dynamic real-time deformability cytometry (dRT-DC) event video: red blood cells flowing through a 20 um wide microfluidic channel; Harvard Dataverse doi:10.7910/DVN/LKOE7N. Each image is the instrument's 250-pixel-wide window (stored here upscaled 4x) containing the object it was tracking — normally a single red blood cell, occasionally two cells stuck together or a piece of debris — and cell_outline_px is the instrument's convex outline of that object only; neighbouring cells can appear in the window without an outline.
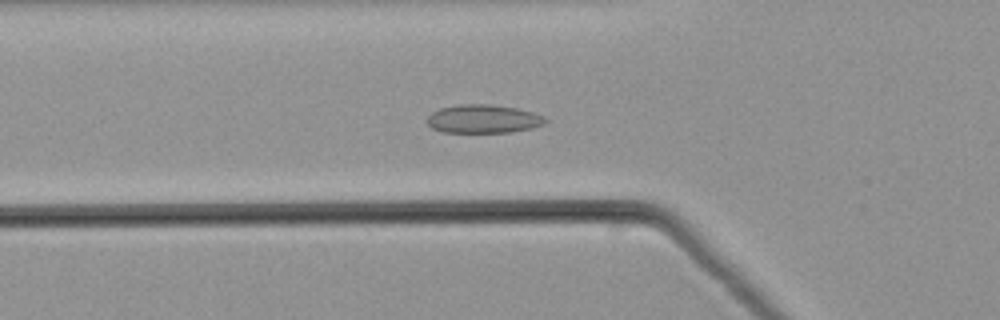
{"species": "common noctule bat (a hibernating species)", "species_latin": "Nyctalus noctula", "temperature_condition": "warm", "stored_images_in_passage": 41, "camera_frame_rate_fps": 3000, "um_per_image_px": 0.085, "animal": {"sex": "male", "body_mass_g": 21.5, "forearm_length_mm": 52.0}, "frame": {"image": 1, "passage_image": 11, "time_ms": 3.333, "image_size_px": [1000, 320], "cell_outline_px": [[548, 120], [544, 124], [532, 128], [512, 132], [444, 132], [432, 128], [428, 124], [428, 116], [432, 112], [440, 108], [460, 104], [488, 104], [516, 108], [532, 112], [544, 116]], "centroid_in_image_um": [41.1, 10.11], "position_along_channel_um": 84.7, "area_um2": 19.54}}
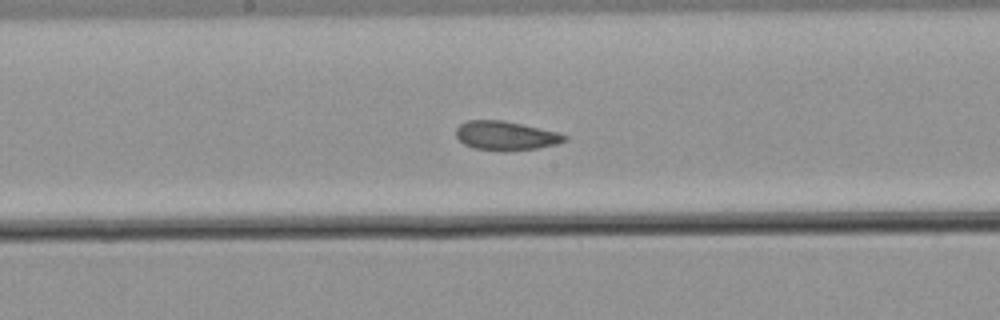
{"frame": {"image": 2, "passage_image": 20, "time_ms": 6.333, "image_size_px": [1000, 320], "cell_outline_px": [[568, 140], [556, 144], [536, 148], [504, 152], [476, 148], [464, 144], [456, 136], [456, 128], [460, 124], [468, 120], [504, 120], [560, 132], [568, 136]], "centroid_in_image_um": [43.02, 11.53], "position_along_channel_um": 205.2, "area_um2": 18.55}}
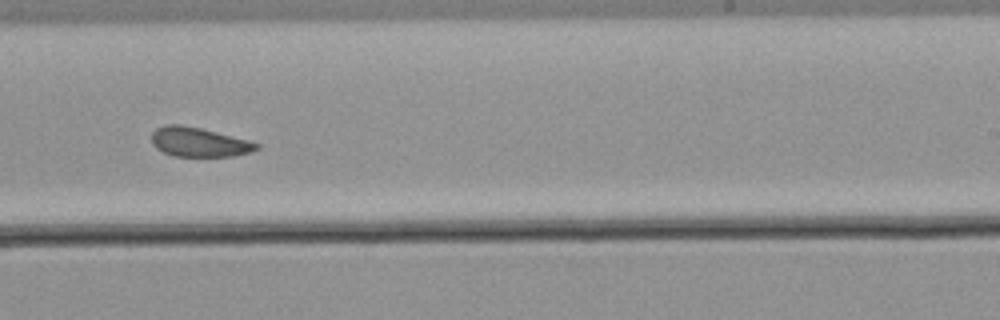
{"frame": {"image": 3, "passage_image": 25, "time_ms": 8.0, "image_size_px": [1000, 320], "cell_outline_px": [[260, 148], [252, 152], [236, 156], [172, 156], [156, 148], [152, 144], [152, 132], [156, 128], [168, 124], [180, 124], [200, 128], [248, 140], [260, 144]], "centroid_in_image_um": [16.92, 12.08], "position_along_channel_um": 272.1, "area_um2": 17.98}}